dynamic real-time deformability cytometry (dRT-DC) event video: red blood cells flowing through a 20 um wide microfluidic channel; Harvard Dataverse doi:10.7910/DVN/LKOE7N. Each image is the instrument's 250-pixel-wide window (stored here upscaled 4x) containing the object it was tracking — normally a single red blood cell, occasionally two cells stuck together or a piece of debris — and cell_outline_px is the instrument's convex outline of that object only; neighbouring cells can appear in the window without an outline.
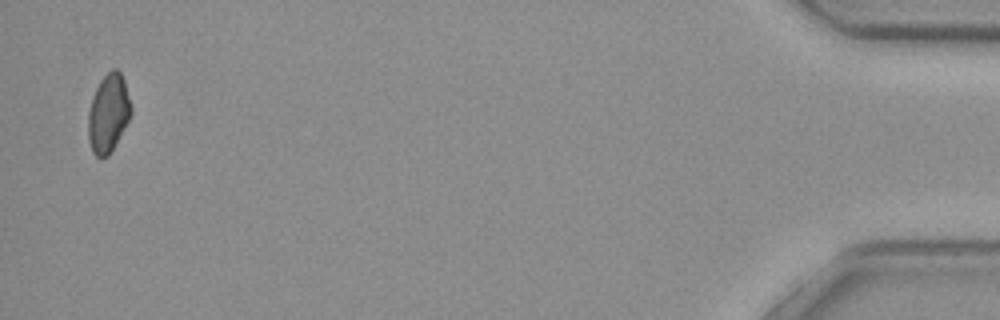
{"species": "common noctule bat (a hibernating species)", "species_latin": "Nyctalus noctula", "temperature_condition": "cold", "stored_images_in_passage": 17, "camera_frame_rate_fps": 3000, "um_per_image_px": 0.085, "animal": {"sex": "female", "body_mass_g": 29.2, "forearm_length_mm": 56.3}, "frame": {"image": 1, "passage_image": 17, "time_ms": 5.333, "image_size_px": [1000, 320], "cell_outline_px": [[132, 112], [124, 128], [108, 156], [100, 160], [92, 152], [88, 140], [88, 112], [92, 96], [100, 80], [112, 68], [116, 68], [120, 72], [124, 80], [132, 108]], "centroid_in_image_um": [9.19, 9.64], "position_along_channel_um": 426.0, "area_um2": 19.59}}